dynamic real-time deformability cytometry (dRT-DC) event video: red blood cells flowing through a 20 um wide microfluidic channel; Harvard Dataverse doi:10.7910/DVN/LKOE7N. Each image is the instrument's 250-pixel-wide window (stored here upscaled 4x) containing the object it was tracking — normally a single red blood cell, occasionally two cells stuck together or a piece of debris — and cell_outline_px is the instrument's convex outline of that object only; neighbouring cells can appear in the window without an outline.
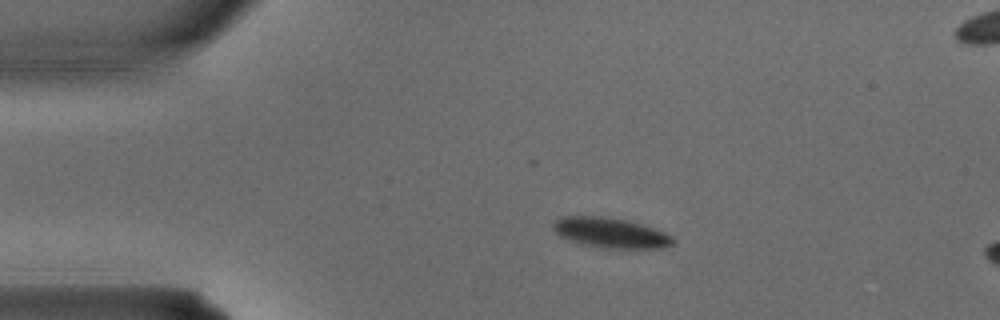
{"species": "common noctule bat (a hibernating species)", "species_latin": "Nyctalus noctula", "temperature_condition": "warm", "stored_images_in_passage": 2, "camera_frame_rate_fps": 3000, "um_per_image_px": 0.085, "animal": {"sex": "male", "body_mass_g": 15.6}, "frame": {"image": 1, "passage_image": 1, "time_ms": 0.0, "image_size_px": [1000, 320], "cell_outline_px": [[676, 240], [672, 244], [660, 248], [608, 248], [580, 244], [568, 240], [560, 236], [552, 228], [552, 224], [560, 216], [600, 216], [628, 220], [664, 232], [672, 236]], "centroid_in_image_um": [51.86, 19.78], "position_along_channel_um": 33.1, "area_um2": 20.98}}